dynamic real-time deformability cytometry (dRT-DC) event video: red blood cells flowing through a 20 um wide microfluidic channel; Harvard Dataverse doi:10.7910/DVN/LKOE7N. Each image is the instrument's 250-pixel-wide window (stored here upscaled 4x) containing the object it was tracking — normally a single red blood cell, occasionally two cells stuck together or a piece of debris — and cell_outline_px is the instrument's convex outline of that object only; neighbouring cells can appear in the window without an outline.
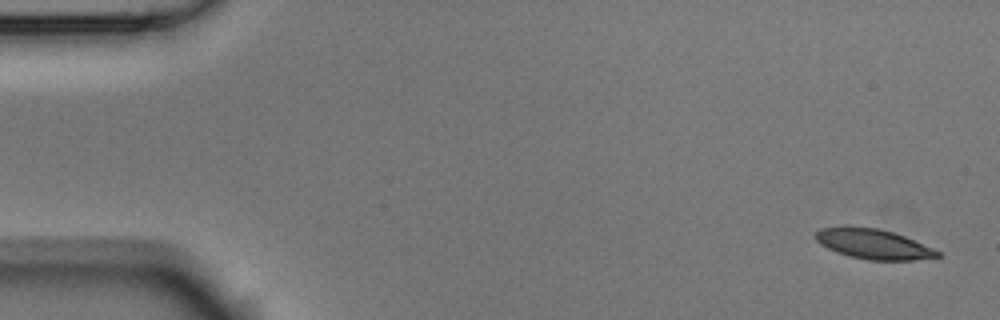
{"species": "Egyptian fruit bat (a non-hibernating species)", "species_latin": "Rousettus aegyptiacus", "temperature_condition": "room temperature", "stored_images_in_passage": 4, "camera_frame_rate_fps": 3000, "um_per_image_px": 0.085, "animal": {"sex": "male"}, "frame": {"image": 1, "passage_image": 1, "time_ms": 0.0, "image_size_px": [1000, 320], "cell_outline_px": [[940, 256], [916, 260], [868, 260], [848, 256], [836, 252], [820, 244], [816, 240], [816, 232], [820, 228], [848, 224], [876, 228], [892, 232], [904, 236], [932, 248], [940, 252]], "centroid_in_image_um": [74.17, 20.72], "position_along_channel_um": 10.8, "area_um2": 21.5}}
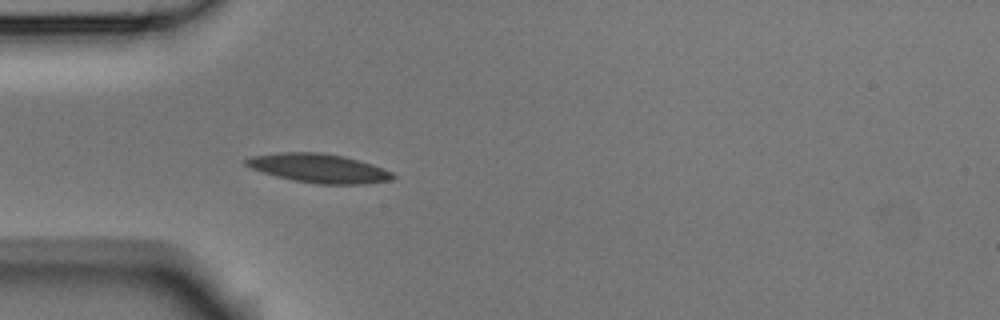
{"frame": {"image": 2, "passage_image": 4, "time_ms": 1.0, "image_size_px": [1000, 320], "cell_outline_px": [[396, 176], [392, 180], [364, 184], [316, 184], [292, 180], [276, 176], [252, 168], [244, 164], [244, 160], [252, 156], [284, 152], [320, 152], [344, 156], [372, 164], [384, 168], [392, 172]], "centroid_in_image_um": [27.13, 14.3], "position_along_channel_um": 57.9, "area_um2": 24.74}}